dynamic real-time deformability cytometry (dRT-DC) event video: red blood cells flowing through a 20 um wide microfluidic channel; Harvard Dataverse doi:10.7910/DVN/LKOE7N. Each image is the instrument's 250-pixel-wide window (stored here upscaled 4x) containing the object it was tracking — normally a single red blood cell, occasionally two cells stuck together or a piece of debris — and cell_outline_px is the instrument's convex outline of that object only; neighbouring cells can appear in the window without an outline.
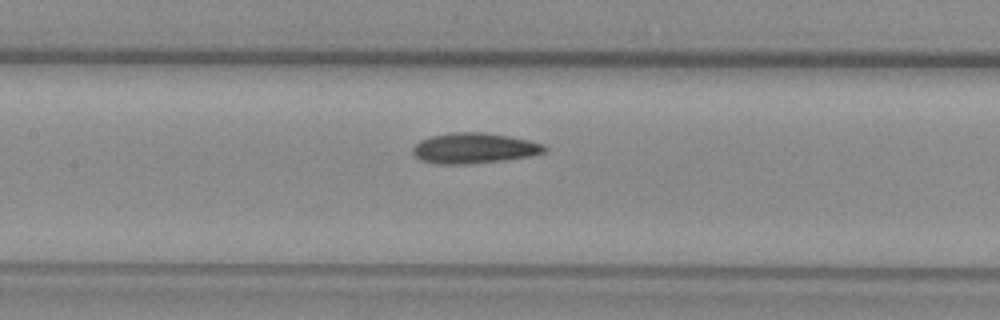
{"species": "common noctule bat (a hibernating species)", "species_latin": "Nyctalus noctula", "temperature_condition": "warm", "stored_images_in_passage": 39, "camera_frame_rate_fps": 3000, "um_per_image_px": 0.085, "animal": {"sex": "female", "body_mass_g": 29.2, "forearm_length_mm": 56.3}, "frame": {"image": 1, "passage_image": 11, "time_ms": 3.333, "image_size_px": [1000, 320], "cell_outline_px": [[548, 148], [544, 152], [528, 156], [504, 160], [464, 164], [436, 164], [420, 160], [412, 152], [412, 148], [420, 140], [432, 136], [456, 132], [484, 132], [508, 136], [528, 140], [544, 144]], "centroid_in_image_um": [40.29, 12.6], "position_along_channel_um": 167.1, "area_um2": 23.24}}
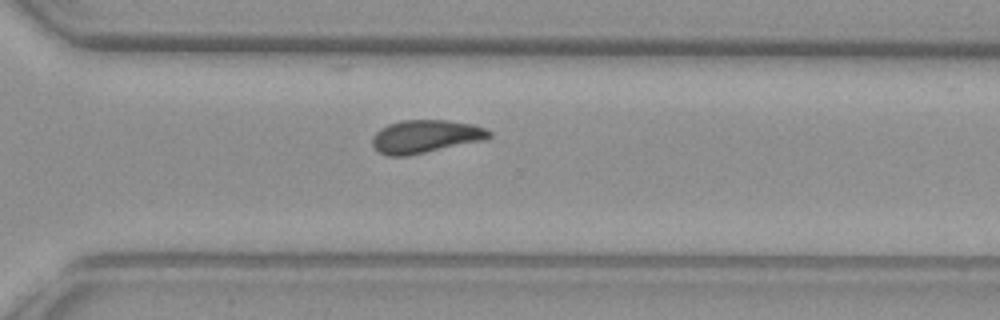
{"frame": {"image": 2, "passage_image": 24, "time_ms": 7.667, "image_size_px": [1000, 320], "cell_outline_px": [[492, 136], [484, 140], [408, 156], [388, 156], [380, 152], [372, 144], [372, 136], [380, 128], [388, 124], [400, 120], [448, 120], [472, 124], [484, 128], [492, 132]], "centroid_in_image_um": [36.16, 11.59], "position_along_channel_um": 334.4, "area_um2": 22.54}}
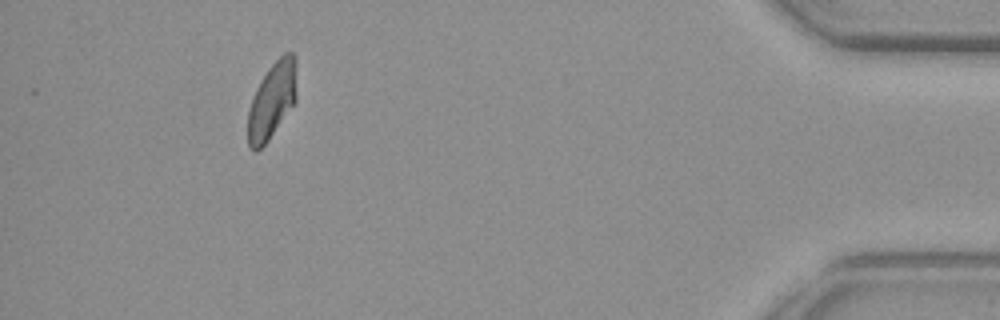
{"frame": {"image": 3, "passage_image": 35, "time_ms": 11.333, "image_size_px": [1000, 320], "cell_outline_px": [[296, 100], [268, 140], [256, 152], [252, 152], [248, 148], [248, 112], [256, 88], [260, 80], [268, 68], [284, 52], [292, 52], [296, 56]], "centroid_in_image_um": [23.12, 8.52], "position_along_channel_um": 412.1, "area_um2": 21.68}, "authors_computed_cell_mechanics": {"area_um2": 22.3108, "velocity_mm_per_s": 3.8796, "shape_relaxation_time_tau1_ms": null, "shape_relaxation_time_tau2_ms": 6.1511, "deformation_change_tau1": null, "deformation_change_tau2": 0.1191}}